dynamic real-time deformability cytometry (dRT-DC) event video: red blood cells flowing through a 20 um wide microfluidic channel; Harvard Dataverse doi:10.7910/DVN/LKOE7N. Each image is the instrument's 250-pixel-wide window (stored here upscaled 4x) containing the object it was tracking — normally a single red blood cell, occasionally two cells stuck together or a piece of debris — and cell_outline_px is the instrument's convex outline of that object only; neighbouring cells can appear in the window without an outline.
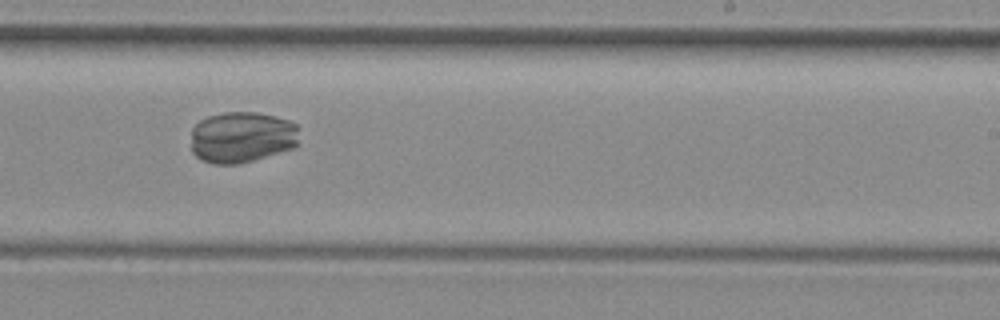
{"species": "common noctule bat (a hibernating species)", "species_latin": "Nyctalus noctula", "temperature_condition": "room temperature", "stored_images_in_passage": 13, "camera_frame_rate_fps": 3000, "um_per_image_px": 0.085, "animal": {"sex": "female", "body_mass_g": 29.2, "forearm_length_mm": 56.3}, "frame": {"image": 1, "passage_image": 8, "time_ms": 9.0, "image_size_px": [1000, 320], "cell_outline_px": [[296, 144], [292, 148], [252, 160], [236, 164], [212, 164], [200, 160], [192, 152], [192, 128], [200, 120], [208, 116], [224, 112], [256, 112], [276, 116], [288, 120], [296, 124]], "centroid_in_image_um": [20.5, 11.65], "position_along_channel_um": 268.5, "area_um2": 32.14}}